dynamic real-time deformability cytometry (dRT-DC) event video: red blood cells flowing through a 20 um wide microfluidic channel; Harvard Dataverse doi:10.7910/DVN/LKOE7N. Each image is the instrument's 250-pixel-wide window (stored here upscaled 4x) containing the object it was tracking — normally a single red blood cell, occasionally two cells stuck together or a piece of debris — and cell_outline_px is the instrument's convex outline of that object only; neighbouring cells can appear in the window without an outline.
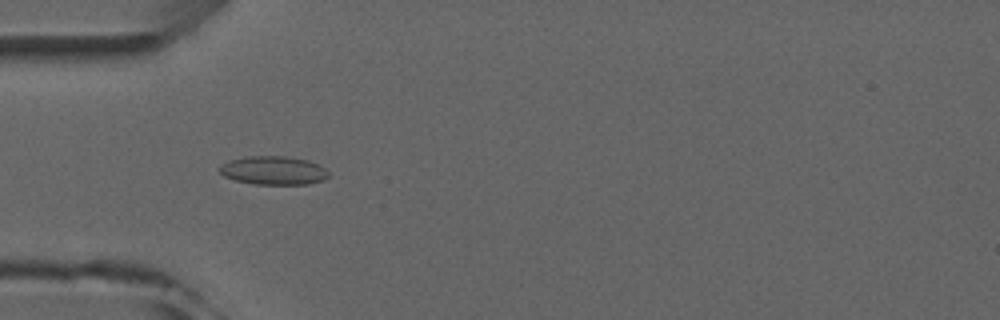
{"species": "common noctule bat (a hibernating species)", "species_latin": "Nyctalus noctula", "temperature_condition": "room temperature", "stored_images_in_passage": 6, "camera_frame_rate_fps": 3000, "um_per_image_px": 0.085, "animal": {"sex": "male", "forearm_length_mm": 52.5}, "frame": {"image": 1, "passage_image": 4, "time_ms": 3.333, "image_size_px": [1000, 320], "cell_outline_px": [[328, 176], [324, 180], [308, 184], [256, 184], [236, 180], [224, 176], [220, 172], [220, 164], [228, 160], [248, 156], [284, 156], [308, 160], [324, 168], [328, 172]], "centroid_in_image_um": [23.23, 14.48], "position_along_channel_um": 61.8, "area_um2": 18.03}}
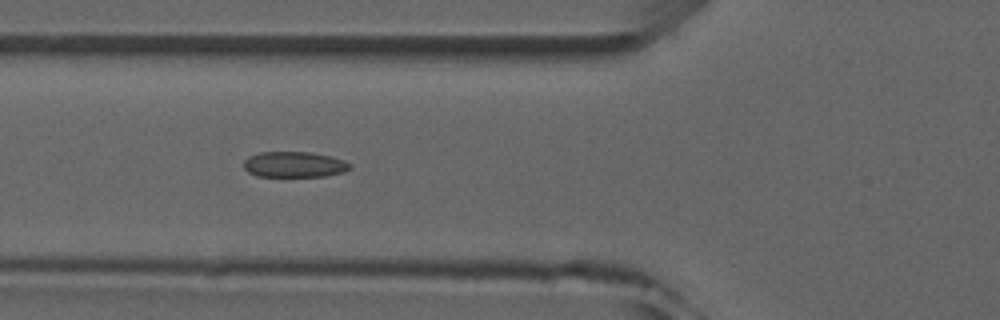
{"frame": {"image": 2, "passage_image": 5, "time_ms": 4.333, "image_size_px": [1000, 320], "cell_outline_px": [[352, 168], [344, 172], [324, 176], [256, 176], [248, 172], [244, 168], [244, 160], [248, 156], [260, 152], [312, 152], [332, 156], [344, 160], [352, 164]], "centroid_in_image_um": [25.04, 13.97], "position_along_channel_um": 100.8, "area_um2": 16.07}}
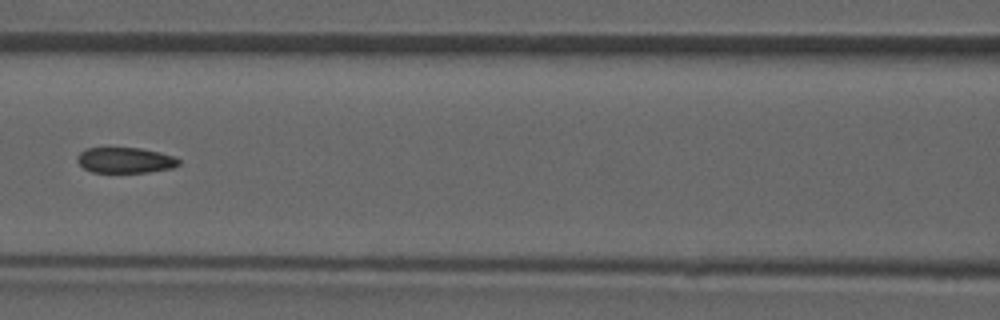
{"frame": {"image": 3, "passage_image": 6, "time_ms": 5.667, "image_size_px": [1000, 320], "cell_outline_px": [[180, 164], [172, 168], [148, 172], [92, 172], [84, 168], [76, 160], [76, 156], [80, 152], [88, 148], [140, 148], [160, 152], [172, 156], [180, 160]], "centroid_in_image_um": [10.64, 13.62], "position_along_channel_um": 156.0, "area_um2": 15.09}}